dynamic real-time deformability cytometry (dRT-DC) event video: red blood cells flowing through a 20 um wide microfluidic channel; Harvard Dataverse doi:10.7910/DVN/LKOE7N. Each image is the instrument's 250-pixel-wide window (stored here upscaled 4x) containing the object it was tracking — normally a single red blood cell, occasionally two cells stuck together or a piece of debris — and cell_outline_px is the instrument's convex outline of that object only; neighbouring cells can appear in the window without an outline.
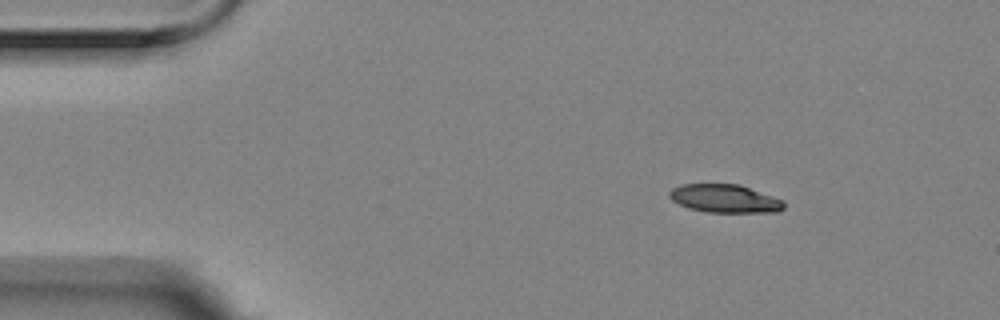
{"species": "Egyptian fruit bat (a non-hibernating species)", "species_latin": "Rousettus aegyptiacus", "temperature_condition": "room temperature", "stored_images_in_passage": 4, "camera_frame_rate_fps": 3000, "um_per_image_px": 0.085, "animal": {"sex": "female"}, "frame": {"image": 1, "passage_image": 2, "time_ms": 0.333, "image_size_px": [1000, 320], "cell_outline_px": [[784, 208], [776, 212], [708, 212], [688, 208], [672, 200], [668, 196], [668, 192], [672, 188], [680, 184], [740, 184], [784, 200]], "centroid_in_image_um": [61.6, 16.87], "position_along_channel_um": 23.4, "area_um2": 18.9}}